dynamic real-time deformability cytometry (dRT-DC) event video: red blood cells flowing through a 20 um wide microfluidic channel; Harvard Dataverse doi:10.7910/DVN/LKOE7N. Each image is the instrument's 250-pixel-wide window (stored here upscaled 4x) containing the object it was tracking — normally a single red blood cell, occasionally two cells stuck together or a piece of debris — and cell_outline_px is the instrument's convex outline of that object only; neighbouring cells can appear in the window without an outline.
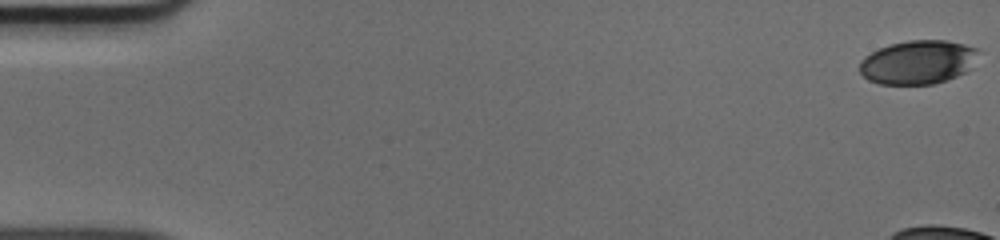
{"species": "human", "species_latin": "Homo sapiens", "temperature_condition": "cold", "stored_images_in_passage": 13, "camera_frame_rate_fps": 3000, "um_per_image_px": 0.085, "donor": {"sex": "male"}, "frame": {"image": 1, "passage_image": 1, "time_ms": 0.0, "image_size_px": [1000, 240], "cell_outline_px": [[980, 48], [964, 72], [956, 76], [932, 84], [880, 84], [868, 80], [860, 72], [860, 60], [864, 56], [880, 48], [892, 44], [908, 40], [948, 40]], "centroid_in_image_um": [77.97, 5.27], "position_along_channel_um": 7.0, "area_um2": 29.88}}